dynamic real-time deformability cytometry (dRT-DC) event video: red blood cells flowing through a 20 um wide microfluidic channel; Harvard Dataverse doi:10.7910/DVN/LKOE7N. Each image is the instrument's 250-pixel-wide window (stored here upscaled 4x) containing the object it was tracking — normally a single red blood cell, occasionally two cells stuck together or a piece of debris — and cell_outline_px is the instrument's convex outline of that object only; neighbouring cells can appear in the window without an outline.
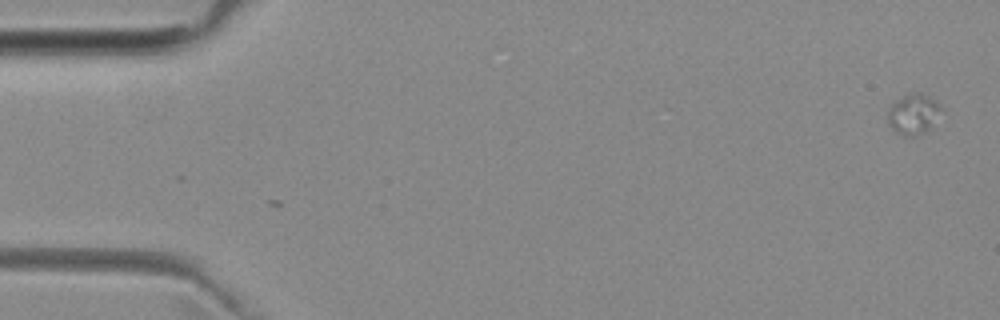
{"species": "common noctule bat (a hibernating species)", "species_latin": "Nyctalus noctula", "temperature_condition": "room temperature", "stored_images_in_passage": 5, "camera_frame_rate_fps": 3000, "um_per_image_px": 0.085, "animal": {"sex": "female", "body_mass_g": 29.2, "forearm_length_mm": 56.3}, "frame": {"image": 1, "passage_image": 1, "time_ms": 0.0, "image_size_px": [1000, 320], "cell_outline_px": [[944, 108], [928, 128], [924, 132], [912, 136], [904, 136], [896, 132], [888, 124], [888, 112], [892, 104], [900, 96], [916, 92], [920, 92], [928, 96], [940, 104]], "centroid_in_image_um": [77.62, 9.67], "position_along_channel_um": 7.4, "area_um2": 12.43}}